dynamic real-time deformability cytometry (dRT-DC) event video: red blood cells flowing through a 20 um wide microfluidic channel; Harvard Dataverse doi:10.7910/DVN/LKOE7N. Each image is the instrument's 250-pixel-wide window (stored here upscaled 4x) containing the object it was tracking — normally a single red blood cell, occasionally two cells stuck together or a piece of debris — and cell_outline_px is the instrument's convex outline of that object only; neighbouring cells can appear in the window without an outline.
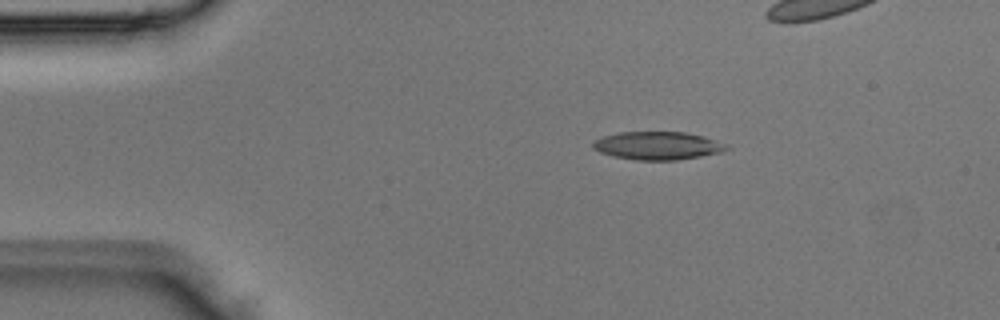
{"species": "Egyptian fruit bat (a non-hibernating species)", "species_latin": "Rousettus aegyptiacus", "temperature_condition": "room temperature", "stored_images_in_passage": 4, "camera_frame_rate_fps": 3000, "um_per_image_px": 0.085, "animal": {"sex": "male"}, "frame": {"image": 1, "passage_image": 2, "time_ms": 0.333, "image_size_px": [1000, 320], "cell_outline_px": [[732, 148], [724, 152], [676, 160], [636, 160], [612, 156], [600, 152], [592, 148], [592, 140], [616, 132], [684, 132], [704, 136], [728, 144]], "centroid_in_image_um": [55.92, 12.38], "position_along_channel_um": 29.1, "area_um2": 22.14}}